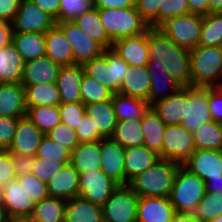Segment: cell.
I'll list each match as a JSON object with an SVG mask.
<instances>
[{
	"instance_id": "cell-29",
	"label": "cell",
	"mask_w": 222,
	"mask_h": 222,
	"mask_svg": "<svg viewBox=\"0 0 222 222\" xmlns=\"http://www.w3.org/2000/svg\"><path fill=\"white\" fill-rule=\"evenodd\" d=\"M101 140L79 143L70 154V164L79 172L86 173L100 169Z\"/></svg>"
},
{
	"instance_id": "cell-55",
	"label": "cell",
	"mask_w": 222,
	"mask_h": 222,
	"mask_svg": "<svg viewBox=\"0 0 222 222\" xmlns=\"http://www.w3.org/2000/svg\"><path fill=\"white\" fill-rule=\"evenodd\" d=\"M208 105L213 121L222 124V89L208 87Z\"/></svg>"
},
{
	"instance_id": "cell-48",
	"label": "cell",
	"mask_w": 222,
	"mask_h": 222,
	"mask_svg": "<svg viewBox=\"0 0 222 222\" xmlns=\"http://www.w3.org/2000/svg\"><path fill=\"white\" fill-rule=\"evenodd\" d=\"M45 135L70 153L79 144L75 129L62 122Z\"/></svg>"
},
{
	"instance_id": "cell-34",
	"label": "cell",
	"mask_w": 222,
	"mask_h": 222,
	"mask_svg": "<svg viewBox=\"0 0 222 222\" xmlns=\"http://www.w3.org/2000/svg\"><path fill=\"white\" fill-rule=\"evenodd\" d=\"M23 68L22 57L12 42L0 49V82L20 83Z\"/></svg>"
},
{
	"instance_id": "cell-46",
	"label": "cell",
	"mask_w": 222,
	"mask_h": 222,
	"mask_svg": "<svg viewBox=\"0 0 222 222\" xmlns=\"http://www.w3.org/2000/svg\"><path fill=\"white\" fill-rule=\"evenodd\" d=\"M70 154L71 153L67 149H64L45 135L38 145L35 157L48 160H58L67 165L70 163Z\"/></svg>"
},
{
	"instance_id": "cell-13",
	"label": "cell",
	"mask_w": 222,
	"mask_h": 222,
	"mask_svg": "<svg viewBox=\"0 0 222 222\" xmlns=\"http://www.w3.org/2000/svg\"><path fill=\"white\" fill-rule=\"evenodd\" d=\"M212 121L208 105V87H186V116L182 126L194 133Z\"/></svg>"
},
{
	"instance_id": "cell-23",
	"label": "cell",
	"mask_w": 222,
	"mask_h": 222,
	"mask_svg": "<svg viewBox=\"0 0 222 222\" xmlns=\"http://www.w3.org/2000/svg\"><path fill=\"white\" fill-rule=\"evenodd\" d=\"M79 172L69 163L47 182L49 196L69 200L78 196Z\"/></svg>"
},
{
	"instance_id": "cell-3",
	"label": "cell",
	"mask_w": 222,
	"mask_h": 222,
	"mask_svg": "<svg viewBox=\"0 0 222 222\" xmlns=\"http://www.w3.org/2000/svg\"><path fill=\"white\" fill-rule=\"evenodd\" d=\"M193 87L222 85V46H201L190 50Z\"/></svg>"
},
{
	"instance_id": "cell-21",
	"label": "cell",
	"mask_w": 222,
	"mask_h": 222,
	"mask_svg": "<svg viewBox=\"0 0 222 222\" xmlns=\"http://www.w3.org/2000/svg\"><path fill=\"white\" fill-rule=\"evenodd\" d=\"M25 88L21 83H0V116H26Z\"/></svg>"
},
{
	"instance_id": "cell-15",
	"label": "cell",
	"mask_w": 222,
	"mask_h": 222,
	"mask_svg": "<svg viewBox=\"0 0 222 222\" xmlns=\"http://www.w3.org/2000/svg\"><path fill=\"white\" fill-rule=\"evenodd\" d=\"M100 169L119 185H126L125 148L112 138L101 139Z\"/></svg>"
},
{
	"instance_id": "cell-53",
	"label": "cell",
	"mask_w": 222,
	"mask_h": 222,
	"mask_svg": "<svg viewBox=\"0 0 222 222\" xmlns=\"http://www.w3.org/2000/svg\"><path fill=\"white\" fill-rule=\"evenodd\" d=\"M187 13H190L188 0H164V10L158 13V28L168 19Z\"/></svg>"
},
{
	"instance_id": "cell-52",
	"label": "cell",
	"mask_w": 222,
	"mask_h": 222,
	"mask_svg": "<svg viewBox=\"0 0 222 222\" xmlns=\"http://www.w3.org/2000/svg\"><path fill=\"white\" fill-rule=\"evenodd\" d=\"M75 132L79 143L96 142L104 138L95 128L93 118L87 113L84 114Z\"/></svg>"
},
{
	"instance_id": "cell-20",
	"label": "cell",
	"mask_w": 222,
	"mask_h": 222,
	"mask_svg": "<svg viewBox=\"0 0 222 222\" xmlns=\"http://www.w3.org/2000/svg\"><path fill=\"white\" fill-rule=\"evenodd\" d=\"M60 66L47 55L24 63L21 84L23 86L35 84L56 83Z\"/></svg>"
},
{
	"instance_id": "cell-24",
	"label": "cell",
	"mask_w": 222,
	"mask_h": 222,
	"mask_svg": "<svg viewBox=\"0 0 222 222\" xmlns=\"http://www.w3.org/2000/svg\"><path fill=\"white\" fill-rule=\"evenodd\" d=\"M45 48V55L60 67L74 65L72 47L56 24L45 33Z\"/></svg>"
},
{
	"instance_id": "cell-62",
	"label": "cell",
	"mask_w": 222,
	"mask_h": 222,
	"mask_svg": "<svg viewBox=\"0 0 222 222\" xmlns=\"http://www.w3.org/2000/svg\"><path fill=\"white\" fill-rule=\"evenodd\" d=\"M11 23L0 20V49L6 47L11 42Z\"/></svg>"
},
{
	"instance_id": "cell-59",
	"label": "cell",
	"mask_w": 222,
	"mask_h": 222,
	"mask_svg": "<svg viewBox=\"0 0 222 222\" xmlns=\"http://www.w3.org/2000/svg\"><path fill=\"white\" fill-rule=\"evenodd\" d=\"M93 7L97 9L135 7V0H93Z\"/></svg>"
},
{
	"instance_id": "cell-54",
	"label": "cell",
	"mask_w": 222,
	"mask_h": 222,
	"mask_svg": "<svg viewBox=\"0 0 222 222\" xmlns=\"http://www.w3.org/2000/svg\"><path fill=\"white\" fill-rule=\"evenodd\" d=\"M19 118L0 116V150H7L14 138Z\"/></svg>"
},
{
	"instance_id": "cell-30",
	"label": "cell",
	"mask_w": 222,
	"mask_h": 222,
	"mask_svg": "<svg viewBox=\"0 0 222 222\" xmlns=\"http://www.w3.org/2000/svg\"><path fill=\"white\" fill-rule=\"evenodd\" d=\"M111 104L117 121L141 120L151 107L144 99L124 95L119 92L113 93Z\"/></svg>"
},
{
	"instance_id": "cell-27",
	"label": "cell",
	"mask_w": 222,
	"mask_h": 222,
	"mask_svg": "<svg viewBox=\"0 0 222 222\" xmlns=\"http://www.w3.org/2000/svg\"><path fill=\"white\" fill-rule=\"evenodd\" d=\"M158 159H160V155L144 145L125 148L126 185L131 179L151 167Z\"/></svg>"
},
{
	"instance_id": "cell-41",
	"label": "cell",
	"mask_w": 222,
	"mask_h": 222,
	"mask_svg": "<svg viewBox=\"0 0 222 222\" xmlns=\"http://www.w3.org/2000/svg\"><path fill=\"white\" fill-rule=\"evenodd\" d=\"M26 116L44 135L61 122L59 106L27 107Z\"/></svg>"
},
{
	"instance_id": "cell-8",
	"label": "cell",
	"mask_w": 222,
	"mask_h": 222,
	"mask_svg": "<svg viewBox=\"0 0 222 222\" xmlns=\"http://www.w3.org/2000/svg\"><path fill=\"white\" fill-rule=\"evenodd\" d=\"M138 201L127 185H119L101 207L104 222H136Z\"/></svg>"
},
{
	"instance_id": "cell-4",
	"label": "cell",
	"mask_w": 222,
	"mask_h": 222,
	"mask_svg": "<svg viewBox=\"0 0 222 222\" xmlns=\"http://www.w3.org/2000/svg\"><path fill=\"white\" fill-rule=\"evenodd\" d=\"M99 18L112 42L120 38L143 34L149 28V24L135 7L99 9Z\"/></svg>"
},
{
	"instance_id": "cell-43",
	"label": "cell",
	"mask_w": 222,
	"mask_h": 222,
	"mask_svg": "<svg viewBox=\"0 0 222 222\" xmlns=\"http://www.w3.org/2000/svg\"><path fill=\"white\" fill-rule=\"evenodd\" d=\"M113 92L97 80L83 74L80 85L81 102L84 105L111 101Z\"/></svg>"
},
{
	"instance_id": "cell-57",
	"label": "cell",
	"mask_w": 222,
	"mask_h": 222,
	"mask_svg": "<svg viewBox=\"0 0 222 222\" xmlns=\"http://www.w3.org/2000/svg\"><path fill=\"white\" fill-rule=\"evenodd\" d=\"M12 164L15 168L16 177L32 174L35 156H26L11 153Z\"/></svg>"
},
{
	"instance_id": "cell-56",
	"label": "cell",
	"mask_w": 222,
	"mask_h": 222,
	"mask_svg": "<svg viewBox=\"0 0 222 222\" xmlns=\"http://www.w3.org/2000/svg\"><path fill=\"white\" fill-rule=\"evenodd\" d=\"M14 179H16V172L11 153L8 150H0V187Z\"/></svg>"
},
{
	"instance_id": "cell-63",
	"label": "cell",
	"mask_w": 222,
	"mask_h": 222,
	"mask_svg": "<svg viewBox=\"0 0 222 222\" xmlns=\"http://www.w3.org/2000/svg\"><path fill=\"white\" fill-rule=\"evenodd\" d=\"M206 192H218L222 194V175L221 177L208 178L205 181Z\"/></svg>"
},
{
	"instance_id": "cell-7",
	"label": "cell",
	"mask_w": 222,
	"mask_h": 222,
	"mask_svg": "<svg viewBox=\"0 0 222 222\" xmlns=\"http://www.w3.org/2000/svg\"><path fill=\"white\" fill-rule=\"evenodd\" d=\"M159 28L175 44L191 50L198 46L200 40L202 16L193 13L183 14L168 19Z\"/></svg>"
},
{
	"instance_id": "cell-42",
	"label": "cell",
	"mask_w": 222,
	"mask_h": 222,
	"mask_svg": "<svg viewBox=\"0 0 222 222\" xmlns=\"http://www.w3.org/2000/svg\"><path fill=\"white\" fill-rule=\"evenodd\" d=\"M198 45L222 46V13L202 16V30Z\"/></svg>"
},
{
	"instance_id": "cell-19",
	"label": "cell",
	"mask_w": 222,
	"mask_h": 222,
	"mask_svg": "<svg viewBox=\"0 0 222 222\" xmlns=\"http://www.w3.org/2000/svg\"><path fill=\"white\" fill-rule=\"evenodd\" d=\"M176 211L165 197H140L136 222H172Z\"/></svg>"
},
{
	"instance_id": "cell-67",
	"label": "cell",
	"mask_w": 222,
	"mask_h": 222,
	"mask_svg": "<svg viewBox=\"0 0 222 222\" xmlns=\"http://www.w3.org/2000/svg\"><path fill=\"white\" fill-rule=\"evenodd\" d=\"M9 216L5 210V207L0 202V222H8Z\"/></svg>"
},
{
	"instance_id": "cell-33",
	"label": "cell",
	"mask_w": 222,
	"mask_h": 222,
	"mask_svg": "<svg viewBox=\"0 0 222 222\" xmlns=\"http://www.w3.org/2000/svg\"><path fill=\"white\" fill-rule=\"evenodd\" d=\"M166 125L152 107L148 109L141 119V130L144 146L156 152L162 158L163 135Z\"/></svg>"
},
{
	"instance_id": "cell-12",
	"label": "cell",
	"mask_w": 222,
	"mask_h": 222,
	"mask_svg": "<svg viewBox=\"0 0 222 222\" xmlns=\"http://www.w3.org/2000/svg\"><path fill=\"white\" fill-rule=\"evenodd\" d=\"M118 186L101 169L92 170L80 174L78 196L102 207Z\"/></svg>"
},
{
	"instance_id": "cell-65",
	"label": "cell",
	"mask_w": 222,
	"mask_h": 222,
	"mask_svg": "<svg viewBox=\"0 0 222 222\" xmlns=\"http://www.w3.org/2000/svg\"><path fill=\"white\" fill-rule=\"evenodd\" d=\"M222 13V0H209V14Z\"/></svg>"
},
{
	"instance_id": "cell-47",
	"label": "cell",
	"mask_w": 222,
	"mask_h": 222,
	"mask_svg": "<svg viewBox=\"0 0 222 222\" xmlns=\"http://www.w3.org/2000/svg\"><path fill=\"white\" fill-rule=\"evenodd\" d=\"M16 180L19 186L23 187L28 197H30L35 203H38L49 196L47 184L33 174L16 177Z\"/></svg>"
},
{
	"instance_id": "cell-18",
	"label": "cell",
	"mask_w": 222,
	"mask_h": 222,
	"mask_svg": "<svg viewBox=\"0 0 222 222\" xmlns=\"http://www.w3.org/2000/svg\"><path fill=\"white\" fill-rule=\"evenodd\" d=\"M111 49L130 66L147 65L149 61L147 31L137 36L117 39Z\"/></svg>"
},
{
	"instance_id": "cell-51",
	"label": "cell",
	"mask_w": 222,
	"mask_h": 222,
	"mask_svg": "<svg viewBox=\"0 0 222 222\" xmlns=\"http://www.w3.org/2000/svg\"><path fill=\"white\" fill-rule=\"evenodd\" d=\"M66 164L58 160H48L35 157L32 174L42 182H49Z\"/></svg>"
},
{
	"instance_id": "cell-16",
	"label": "cell",
	"mask_w": 222,
	"mask_h": 222,
	"mask_svg": "<svg viewBox=\"0 0 222 222\" xmlns=\"http://www.w3.org/2000/svg\"><path fill=\"white\" fill-rule=\"evenodd\" d=\"M45 135L27 116L18 120L14 138L7 149L12 154L35 156L38 145Z\"/></svg>"
},
{
	"instance_id": "cell-40",
	"label": "cell",
	"mask_w": 222,
	"mask_h": 222,
	"mask_svg": "<svg viewBox=\"0 0 222 222\" xmlns=\"http://www.w3.org/2000/svg\"><path fill=\"white\" fill-rule=\"evenodd\" d=\"M195 149L222 150V124L210 121L193 133Z\"/></svg>"
},
{
	"instance_id": "cell-44",
	"label": "cell",
	"mask_w": 222,
	"mask_h": 222,
	"mask_svg": "<svg viewBox=\"0 0 222 222\" xmlns=\"http://www.w3.org/2000/svg\"><path fill=\"white\" fill-rule=\"evenodd\" d=\"M191 214L199 222H211L222 215V194L206 192Z\"/></svg>"
},
{
	"instance_id": "cell-14",
	"label": "cell",
	"mask_w": 222,
	"mask_h": 222,
	"mask_svg": "<svg viewBox=\"0 0 222 222\" xmlns=\"http://www.w3.org/2000/svg\"><path fill=\"white\" fill-rule=\"evenodd\" d=\"M182 166L204 182L208 178L221 177L222 150L195 149Z\"/></svg>"
},
{
	"instance_id": "cell-32",
	"label": "cell",
	"mask_w": 222,
	"mask_h": 222,
	"mask_svg": "<svg viewBox=\"0 0 222 222\" xmlns=\"http://www.w3.org/2000/svg\"><path fill=\"white\" fill-rule=\"evenodd\" d=\"M11 42L21 55L24 63L42 57L46 53L45 33L12 32Z\"/></svg>"
},
{
	"instance_id": "cell-36",
	"label": "cell",
	"mask_w": 222,
	"mask_h": 222,
	"mask_svg": "<svg viewBox=\"0 0 222 222\" xmlns=\"http://www.w3.org/2000/svg\"><path fill=\"white\" fill-rule=\"evenodd\" d=\"M25 88V103L32 106H59L60 93L56 83L27 85Z\"/></svg>"
},
{
	"instance_id": "cell-38",
	"label": "cell",
	"mask_w": 222,
	"mask_h": 222,
	"mask_svg": "<svg viewBox=\"0 0 222 222\" xmlns=\"http://www.w3.org/2000/svg\"><path fill=\"white\" fill-rule=\"evenodd\" d=\"M67 201L48 196L36 203L30 217L38 222H64Z\"/></svg>"
},
{
	"instance_id": "cell-31",
	"label": "cell",
	"mask_w": 222,
	"mask_h": 222,
	"mask_svg": "<svg viewBox=\"0 0 222 222\" xmlns=\"http://www.w3.org/2000/svg\"><path fill=\"white\" fill-rule=\"evenodd\" d=\"M64 222H104L101 207L80 196L67 200Z\"/></svg>"
},
{
	"instance_id": "cell-5",
	"label": "cell",
	"mask_w": 222,
	"mask_h": 222,
	"mask_svg": "<svg viewBox=\"0 0 222 222\" xmlns=\"http://www.w3.org/2000/svg\"><path fill=\"white\" fill-rule=\"evenodd\" d=\"M206 193L205 182L182 165L178 168L169 201L176 212L192 213Z\"/></svg>"
},
{
	"instance_id": "cell-66",
	"label": "cell",
	"mask_w": 222,
	"mask_h": 222,
	"mask_svg": "<svg viewBox=\"0 0 222 222\" xmlns=\"http://www.w3.org/2000/svg\"><path fill=\"white\" fill-rule=\"evenodd\" d=\"M8 222H38L30 216L9 217Z\"/></svg>"
},
{
	"instance_id": "cell-64",
	"label": "cell",
	"mask_w": 222,
	"mask_h": 222,
	"mask_svg": "<svg viewBox=\"0 0 222 222\" xmlns=\"http://www.w3.org/2000/svg\"><path fill=\"white\" fill-rule=\"evenodd\" d=\"M172 222H199L191 213H180L176 212Z\"/></svg>"
},
{
	"instance_id": "cell-61",
	"label": "cell",
	"mask_w": 222,
	"mask_h": 222,
	"mask_svg": "<svg viewBox=\"0 0 222 222\" xmlns=\"http://www.w3.org/2000/svg\"><path fill=\"white\" fill-rule=\"evenodd\" d=\"M189 12L201 16L209 14V0H188Z\"/></svg>"
},
{
	"instance_id": "cell-11",
	"label": "cell",
	"mask_w": 222,
	"mask_h": 222,
	"mask_svg": "<svg viewBox=\"0 0 222 222\" xmlns=\"http://www.w3.org/2000/svg\"><path fill=\"white\" fill-rule=\"evenodd\" d=\"M55 24V19L31 0H22L11 22V29L17 33H46Z\"/></svg>"
},
{
	"instance_id": "cell-45",
	"label": "cell",
	"mask_w": 222,
	"mask_h": 222,
	"mask_svg": "<svg viewBox=\"0 0 222 222\" xmlns=\"http://www.w3.org/2000/svg\"><path fill=\"white\" fill-rule=\"evenodd\" d=\"M93 8V0H60L58 19L55 22L73 21Z\"/></svg>"
},
{
	"instance_id": "cell-49",
	"label": "cell",
	"mask_w": 222,
	"mask_h": 222,
	"mask_svg": "<svg viewBox=\"0 0 222 222\" xmlns=\"http://www.w3.org/2000/svg\"><path fill=\"white\" fill-rule=\"evenodd\" d=\"M135 9L149 27L158 28V13L164 10V0H135Z\"/></svg>"
},
{
	"instance_id": "cell-1",
	"label": "cell",
	"mask_w": 222,
	"mask_h": 222,
	"mask_svg": "<svg viewBox=\"0 0 222 222\" xmlns=\"http://www.w3.org/2000/svg\"><path fill=\"white\" fill-rule=\"evenodd\" d=\"M149 61L147 67L165 68L182 87H191L190 50L175 44L160 28L147 29Z\"/></svg>"
},
{
	"instance_id": "cell-9",
	"label": "cell",
	"mask_w": 222,
	"mask_h": 222,
	"mask_svg": "<svg viewBox=\"0 0 222 222\" xmlns=\"http://www.w3.org/2000/svg\"><path fill=\"white\" fill-rule=\"evenodd\" d=\"M72 47L74 64L84 65L99 57L104 48L73 21L56 22Z\"/></svg>"
},
{
	"instance_id": "cell-35",
	"label": "cell",
	"mask_w": 222,
	"mask_h": 222,
	"mask_svg": "<svg viewBox=\"0 0 222 222\" xmlns=\"http://www.w3.org/2000/svg\"><path fill=\"white\" fill-rule=\"evenodd\" d=\"M85 112L93 118L95 128L104 138L113 136L117 119L111 101L85 105Z\"/></svg>"
},
{
	"instance_id": "cell-28",
	"label": "cell",
	"mask_w": 222,
	"mask_h": 222,
	"mask_svg": "<svg viewBox=\"0 0 222 222\" xmlns=\"http://www.w3.org/2000/svg\"><path fill=\"white\" fill-rule=\"evenodd\" d=\"M151 79L148 99L150 106L178 92L182 86L176 82L165 68L147 67Z\"/></svg>"
},
{
	"instance_id": "cell-26",
	"label": "cell",
	"mask_w": 222,
	"mask_h": 222,
	"mask_svg": "<svg viewBox=\"0 0 222 222\" xmlns=\"http://www.w3.org/2000/svg\"><path fill=\"white\" fill-rule=\"evenodd\" d=\"M151 107L165 125L181 124L186 116V87Z\"/></svg>"
},
{
	"instance_id": "cell-58",
	"label": "cell",
	"mask_w": 222,
	"mask_h": 222,
	"mask_svg": "<svg viewBox=\"0 0 222 222\" xmlns=\"http://www.w3.org/2000/svg\"><path fill=\"white\" fill-rule=\"evenodd\" d=\"M22 0H0V20L11 23Z\"/></svg>"
},
{
	"instance_id": "cell-17",
	"label": "cell",
	"mask_w": 222,
	"mask_h": 222,
	"mask_svg": "<svg viewBox=\"0 0 222 222\" xmlns=\"http://www.w3.org/2000/svg\"><path fill=\"white\" fill-rule=\"evenodd\" d=\"M0 202L9 217L30 216L36 205L16 179L0 187Z\"/></svg>"
},
{
	"instance_id": "cell-60",
	"label": "cell",
	"mask_w": 222,
	"mask_h": 222,
	"mask_svg": "<svg viewBox=\"0 0 222 222\" xmlns=\"http://www.w3.org/2000/svg\"><path fill=\"white\" fill-rule=\"evenodd\" d=\"M41 10L48 13L51 17L58 19V13L60 8V0H31Z\"/></svg>"
},
{
	"instance_id": "cell-10",
	"label": "cell",
	"mask_w": 222,
	"mask_h": 222,
	"mask_svg": "<svg viewBox=\"0 0 222 222\" xmlns=\"http://www.w3.org/2000/svg\"><path fill=\"white\" fill-rule=\"evenodd\" d=\"M195 151L193 133L189 132L182 124L166 125L162 158L182 165Z\"/></svg>"
},
{
	"instance_id": "cell-25",
	"label": "cell",
	"mask_w": 222,
	"mask_h": 222,
	"mask_svg": "<svg viewBox=\"0 0 222 222\" xmlns=\"http://www.w3.org/2000/svg\"><path fill=\"white\" fill-rule=\"evenodd\" d=\"M150 88L151 79L147 65L135 67L129 65L121 83L119 93L147 100Z\"/></svg>"
},
{
	"instance_id": "cell-39",
	"label": "cell",
	"mask_w": 222,
	"mask_h": 222,
	"mask_svg": "<svg viewBox=\"0 0 222 222\" xmlns=\"http://www.w3.org/2000/svg\"><path fill=\"white\" fill-rule=\"evenodd\" d=\"M111 138L124 148L144 145L141 120L117 121Z\"/></svg>"
},
{
	"instance_id": "cell-6",
	"label": "cell",
	"mask_w": 222,
	"mask_h": 222,
	"mask_svg": "<svg viewBox=\"0 0 222 222\" xmlns=\"http://www.w3.org/2000/svg\"><path fill=\"white\" fill-rule=\"evenodd\" d=\"M128 66L114 50L104 49L99 57L86 62L83 68L86 75L118 93Z\"/></svg>"
},
{
	"instance_id": "cell-22",
	"label": "cell",
	"mask_w": 222,
	"mask_h": 222,
	"mask_svg": "<svg viewBox=\"0 0 222 222\" xmlns=\"http://www.w3.org/2000/svg\"><path fill=\"white\" fill-rule=\"evenodd\" d=\"M84 73L83 65L74 64L60 67L56 85L61 103L81 102L80 85Z\"/></svg>"
},
{
	"instance_id": "cell-68",
	"label": "cell",
	"mask_w": 222,
	"mask_h": 222,
	"mask_svg": "<svg viewBox=\"0 0 222 222\" xmlns=\"http://www.w3.org/2000/svg\"><path fill=\"white\" fill-rule=\"evenodd\" d=\"M211 222H222V215L217 216L214 220H212Z\"/></svg>"
},
{
	"instance_id": "cell-50",
	"label": "cell",
	"mask_w": 222,
	"mask_h": 222,
	"mask_svg": "<svg viewBox=\"0 0 222 222\" xmlns=\"http://www.w3.org/2000/svg\"><path fill=\"white\" fill-rule=\"evenodd\" d=\"M85 105L82 102L61 103L59 115L62 123L76 129L85 114Z\"/></svg>"
},
{
	"instance_id": "cell-37",
	"label": "cell",
	"mask_w": 222,
	"mask_h": 222,
	"mask_svg": "<svg viewBox=\"0 0 222 222\" xmlns=\"http://www.w3.org/2000/svg\"><path fill=\"white\" fill-rule=\"evenodd\" d=\"M73 22L84 30L92 39L97 41L104 49L112 48L113 42L109 39L101 24L99 9L93 7L88 12L75 18Z\"/></svg>"
},
{
	"instance_id": "cell-2",
	"label": "cell",
	"mask_w": 222,
	"mask_h": 222,
	"mask_svg": "<svg viewBox=\"0 0 222 222\" xmlns=\"http://www.w3.org/2000/svg\"><path fill=\"white\" fill-rule=\"evenodd\" d=\"M181 165L165 159H158L147 170L131 179L127 186L140 197L169 198L174 179Z\"/></svg>"
}]
</instances>
